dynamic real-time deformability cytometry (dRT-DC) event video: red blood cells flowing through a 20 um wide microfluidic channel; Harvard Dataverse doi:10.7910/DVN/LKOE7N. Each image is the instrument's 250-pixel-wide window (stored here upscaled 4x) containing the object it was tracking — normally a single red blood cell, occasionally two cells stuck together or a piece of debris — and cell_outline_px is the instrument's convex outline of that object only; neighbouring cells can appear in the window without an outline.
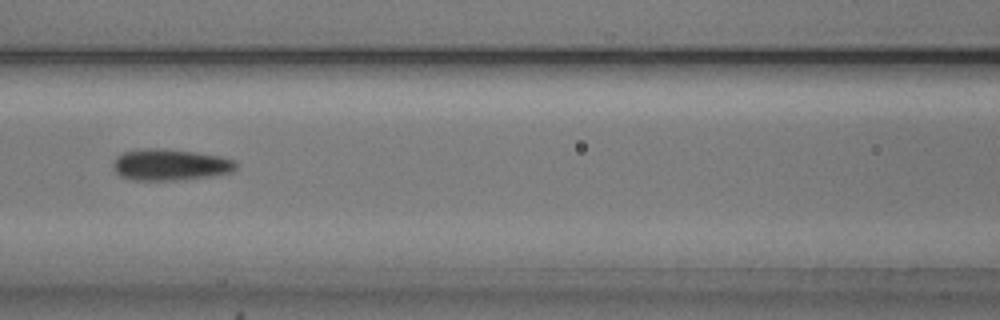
{"species": "common noctule bat (a hibernating species)", "species_latin": "Nyctalus noctula", "temperature_condition": "cold", "stored_images_in_passage": 15, "camera_frame_rate_fps": 3000, "um_per_image_px": 0.085, "animal": {"sex": "male", "body_mass_g": 20.5, "forearm_length_mm": 52.5}, "frame": {"image": 1, "passage_image": 7, "time_ms": 2.0, "image_size_px": [1000, 320], "cell_outline_px": [[236, 168], [232, 172], [208, 176], [172, 180], [136, 180], [120, 176], [116, 172], [112, 164], [116, 156], [124, 152], [148, 148], [164, 148], [196, 152], [220, 156], [236, 160]], "centroid_in_image_um": [14.46, 13.99], "position_along_channel_um": 152.1, "area_um2": 22.37}}